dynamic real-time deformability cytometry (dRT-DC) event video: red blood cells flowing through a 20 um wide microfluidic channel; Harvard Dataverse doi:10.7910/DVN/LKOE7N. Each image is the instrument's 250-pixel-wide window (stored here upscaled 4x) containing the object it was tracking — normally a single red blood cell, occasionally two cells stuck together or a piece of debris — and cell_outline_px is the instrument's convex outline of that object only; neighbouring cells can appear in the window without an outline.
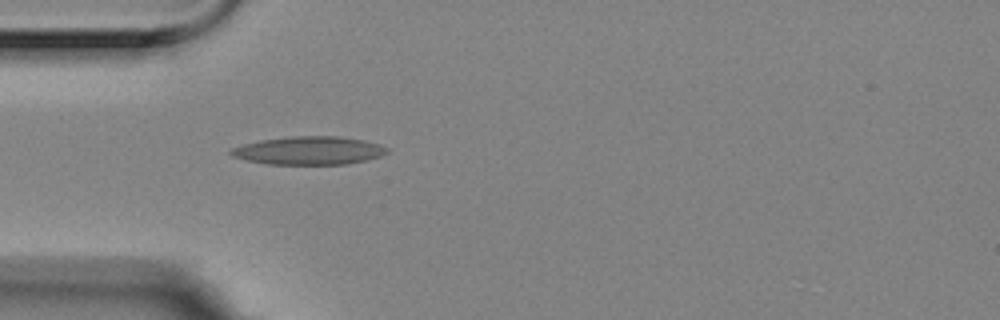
{"species": "Egyptian fruit bat (a non-hibernating species)", "species_latin": "Rousettus aegyptiacus", "temperature_condition": "room temperature", "stored_images_in_passage": 1, "camera_frame_rate_fps": 3000, "um_per_image_px": 0.085, "animal": {"sex": "female"}, "frame": {"image": 1, "passage_image": 1, "time_ms": 0.0, "image_size_px": [1000, 320], "cell_outline_px": [[388, 152], [380, 156], [348, 164], [268, 164], [248, 160], [232, 156], [228, 152], [232, 148], [244, 144], [260, 140], [288, 136], [340, 136], [364, 140], [380, 144], [388, 148]], "centroid_in_image_um": [26.27, 12.79], "position_along_channel_um": 58.7, "area_um2": 25.61}}